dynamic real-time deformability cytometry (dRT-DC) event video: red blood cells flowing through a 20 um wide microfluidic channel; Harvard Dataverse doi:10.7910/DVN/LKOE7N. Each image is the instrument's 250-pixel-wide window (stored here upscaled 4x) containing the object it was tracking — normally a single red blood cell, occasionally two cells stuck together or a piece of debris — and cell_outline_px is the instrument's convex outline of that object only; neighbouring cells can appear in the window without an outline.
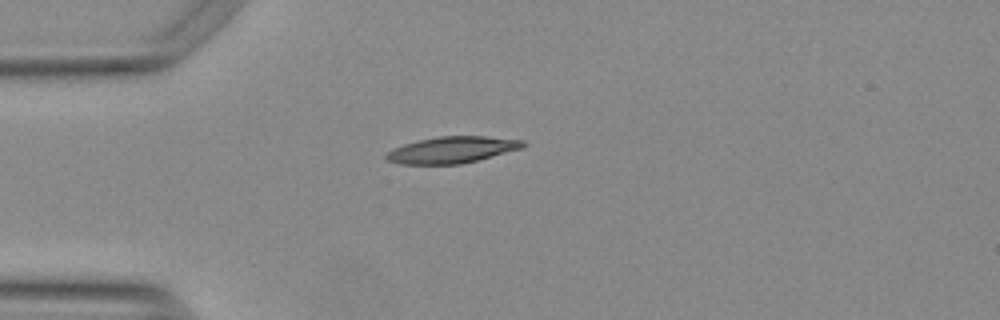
{"species": "Egyptian fruit bat (a non-hibernating species)", "species_latin": "Rousettus aegyptiacus", "temperature_condition": "warm", "stored_images_in_passage": 38, "camera_frame_rate_fps": 3000, "um_per_image_px": 0.085, "animal": {"sex": "female"}, "frame": {"image": 1, "passage_image": 1, "time_ms": 0.0, "image_size_px": [1000, 320], "cell_outline_px": [[528, 144], [524, 148], [460, 164], [400, 164], [384, 160], [384, 156], [392, 148], [404, 144], [420, 140], [440, 136], [484, 136], [524, 140]], "centroid_in_image_um": [38.42, 12.73], "position_along_channel_um": 46.6, "area_um2": 21.15}}
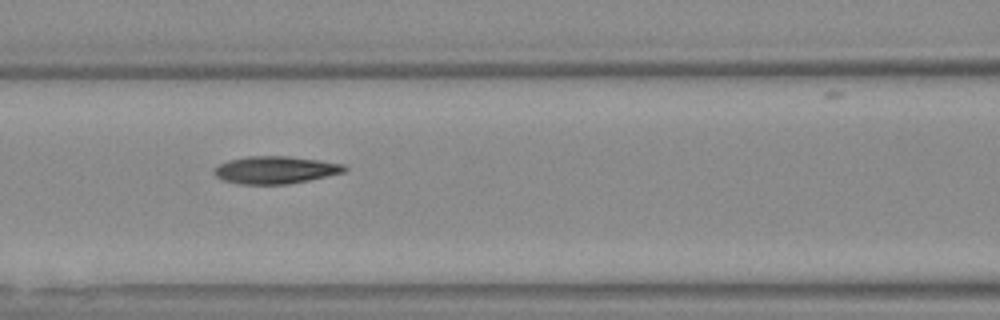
{"frame": {"image": 2, "passage_image": 10, "time_ms": 3.0, "image_size_px": [1000, 320], "cell_outline_px": [[348, 168], [344, 172], [308, 180], [288, 184], [240, 184], [224, 180], [216, 176], [212, 172], [220, 164], [228, 160], [248, 156], [288, 156], [320, 160], [344, 164]], "centroid_in_image_um": [23.42, 14.44], "position_along_channel_um": 143.2, "area_um2": 20.75}}
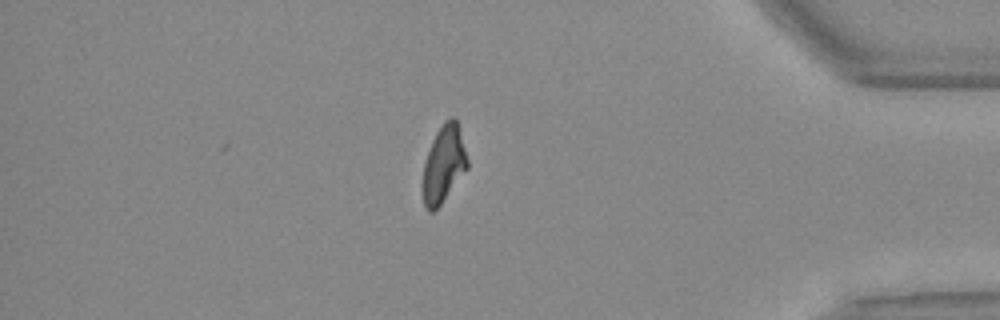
{"frame": {"image": 3, "passage_image": 33, "time_ms": 10.667, "image_size_px": [1000, 320], "cell_outline_px": [[468, 168], [440, 204], [432, 212], [428, 212], [424, 204], [424, 164], [432, 140], [436, 132], [444, 120], [452, 116], [456, 116], [468, 160]], "centroid_in_image_um": [37.74, 13.89], "position_along_channel_um": 397.5, "area_um2": 19.65}, "authors_computed_cell_mechanics": {"area_um2": 20.6346, "velocity_mm_per_s": 3.7768, "shape_relaxation_time_tau1_ms": 5.3969, "shape_relaxation_time_tau2_ms": 5.3229, "deformation_change_tau1": 0.1893, "deformation_change_tau2": 0.0967}}